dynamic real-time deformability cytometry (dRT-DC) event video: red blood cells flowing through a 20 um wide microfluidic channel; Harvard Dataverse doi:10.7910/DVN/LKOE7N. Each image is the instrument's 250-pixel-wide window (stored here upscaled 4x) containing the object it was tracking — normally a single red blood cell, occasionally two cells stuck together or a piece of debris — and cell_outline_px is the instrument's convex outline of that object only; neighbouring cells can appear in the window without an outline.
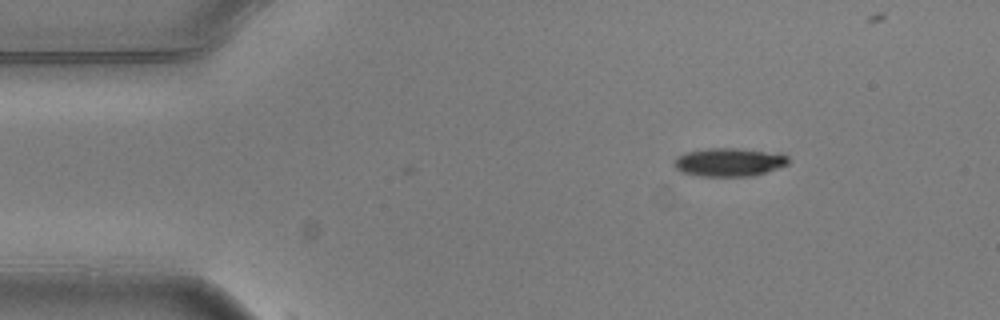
{"species": "common noctule bat (a hibernating species)", "species_latin": "Nyctalus noctula", "temperature_condition": "warm", "stored_images_in_passage": 2, "camera_frame_rate_fps": 3000, "um_per_image_px": 0.085, "animal": {"sex": "male", "body_mass_g": 20.5, "forearm_length_mm": 52.5}, "frame": {"image": 1, "passage_image": 2, "time_ms": 0.333, "image_size_px": [1000, 320], "cell_outline_px": [[788, 164], [752, 176], [700, 176], [680, 172], [672, 164], [672, 160], [676, 156], [684, 152], [708, 148], [736, 148], [784, 152], [788, 156]], "centroid_in_image_um": [61.95, 13.76], "position_along_channel_um": 23.1, "area_um2": 19.31}}